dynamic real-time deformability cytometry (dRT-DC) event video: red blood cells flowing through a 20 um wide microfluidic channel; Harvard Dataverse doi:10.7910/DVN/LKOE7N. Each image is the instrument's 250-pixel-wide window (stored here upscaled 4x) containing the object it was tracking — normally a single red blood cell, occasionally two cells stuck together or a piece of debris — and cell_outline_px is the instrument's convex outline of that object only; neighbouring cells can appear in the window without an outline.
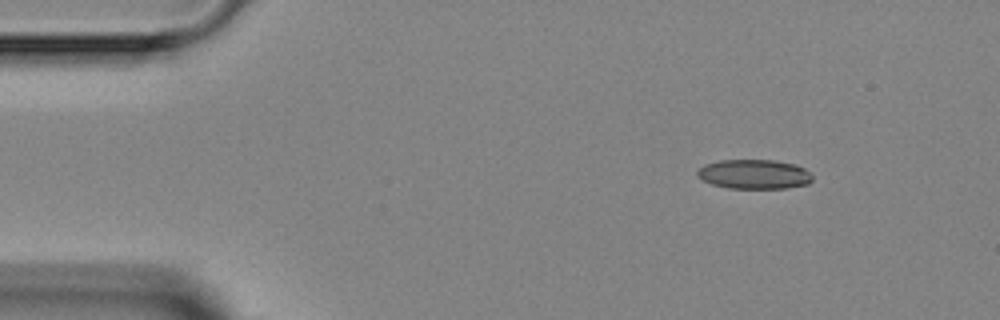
{"species": "Egyptian fruit bat (a non-hibernating species)", "species_latin": "Rousettus aegyptiacus", "temperature_condition": "room temperature", "stored_images_in_passage": 3, "camera_frame_rate_fps": 3000, "um_per_image_px": 0.085, "animal": {"sex": "female"}, "frame": {"image": 1, "passage_image": 1, "time_ms": 0.0, "image_size_px": [1000, 320], "cell_outline_px": [[812, 180], [808, 184], [788, 188], [728, 188], [712, 184], [696, 176], [696, 172], [704, 164], [720, 160], [772, 160], [796, 164], [804, 168], [812, 176]], "centroid_in_image_um": [64.1, 14.81], "position_along_channel_um": 20.9, "area_um2": 19.77}}